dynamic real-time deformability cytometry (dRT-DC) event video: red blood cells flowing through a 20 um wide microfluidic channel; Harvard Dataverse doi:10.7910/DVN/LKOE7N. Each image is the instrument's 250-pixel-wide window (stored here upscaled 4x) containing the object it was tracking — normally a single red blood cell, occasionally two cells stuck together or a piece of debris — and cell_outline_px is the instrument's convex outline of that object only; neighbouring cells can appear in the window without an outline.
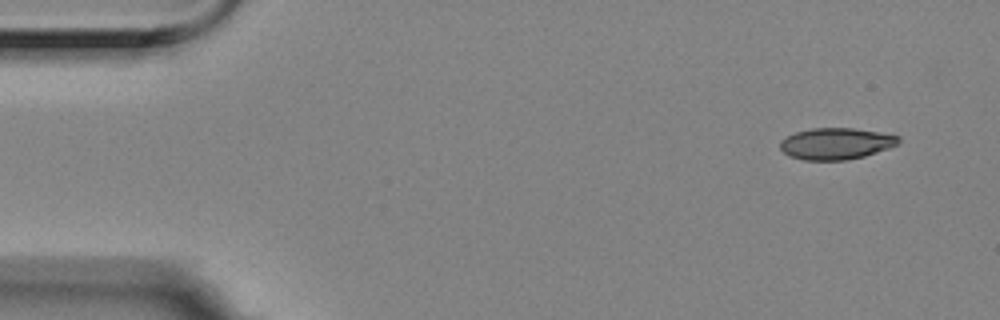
{"species": "Egyptian fruit bat (a non-hibernating species)", "species_latin": "Rousettus aegyptiacus", "temperature_condition": "room temperature", "stored_images_in_passage": 5, "camera_frame_rate_fps": 3000, "um_per_image_px": 0.085, "animal": {"sex": "female"}, "frame": {"image": 1, "passage_image": 1, "time_ms": 0.0, "image_size_px": [1000, 320], "cell_outline_px": [[900, 140], [896, 144], [888, 148], [864, 156], [844, 160], [804, 160], [788, 156], [780, 148], [780, 140], [796, 132], [812, 128], [852, 128], [880, 132], [900, 136]], "centroid_in_image_um": [71.04, 12.21], "position_along_channel_um": 14.0, "area_um2": 21.62}}
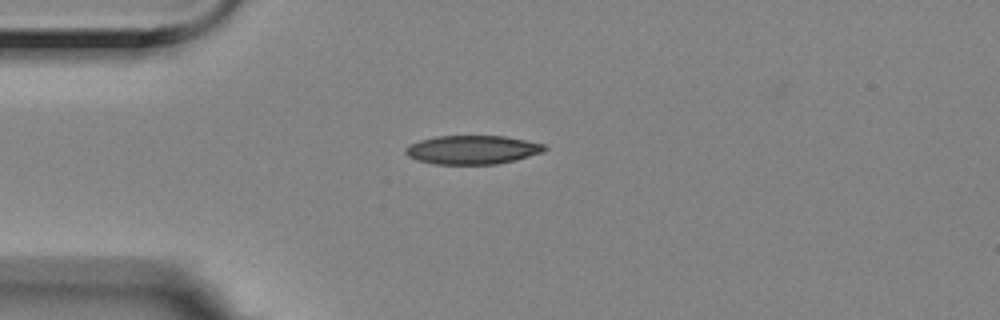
{"frame": {"image": 2, "passage_image": 4, "time_ms": 1.0, "image_size_px": [1000, 320], "cell_outline_px": [[548, 148], [544, 152], [516, 160], [496, 164], [432, 164], [416, 160], [408, 156], [404, 152], [404, 148], [408, 144], [420, 140], [436, 136], [504, 136], [544, 144]], "centroid_in_image_um": [40.12, 12.73], "position_along_channel_um": 44.9, "area_um2": 23.47}}
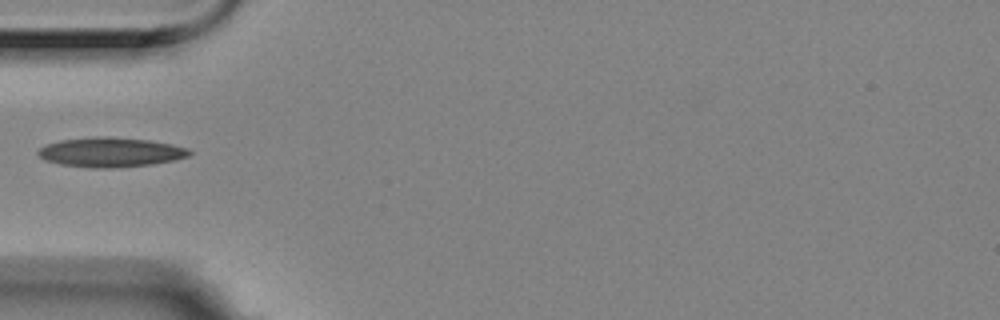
{"frame": {"image": 3, "passage_image": 5, "time_ms": 1.333, "image_size_px": [1000, 320], "cell_outline_px": [[192, 152], [188, 156], [176, 160], [152, 164], [112, 168], [88, 168], [60, 164], [44, 160], [36, 152], [44, 144], [60, 140], [96, 136], [112, 136], [148, 140], [172, 144], [188, 148]], "centroid_in_image_um": [9.38, 12.93], "position_along_channel_um": 75.6, "area_um2": 26.36}}